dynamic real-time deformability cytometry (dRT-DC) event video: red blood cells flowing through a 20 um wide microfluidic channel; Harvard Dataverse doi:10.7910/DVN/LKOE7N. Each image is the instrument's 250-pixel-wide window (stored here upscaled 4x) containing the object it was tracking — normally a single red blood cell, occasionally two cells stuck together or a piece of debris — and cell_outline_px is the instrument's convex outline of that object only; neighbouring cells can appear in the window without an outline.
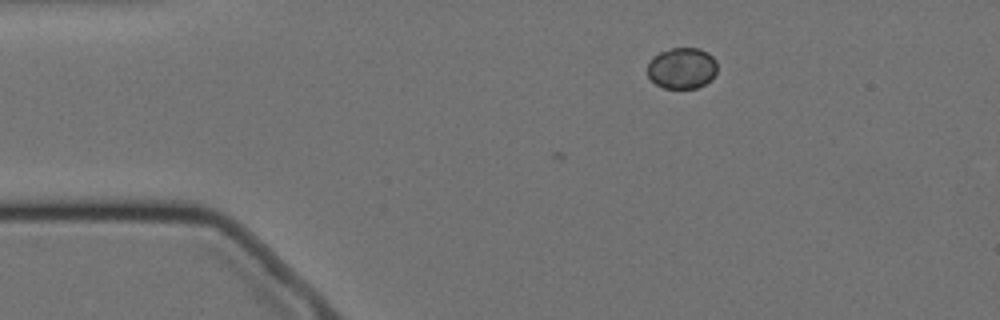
{"species": "Egyptian fruit bat (a non-hibernating species)", "species_latin": "Rousettus aegyptiacus", "temperature_condition": "cold", "stored_images_in_passage": 4, "camera_frame_rate_fps": 3000, "um_per_image_px": 0.085, "animal": {"sex": "female"}, "frame": {"image": 1, "passage_image": 4, "time_ms": 1.0, "image_size_px": [1000, 320], "cell_outline_px": [[716, 72], [712, 80], [696, 88], [664, 88], [656, 84], [648, 76], [648, 64], [652, 56], [660, 52], [672, 48], [700, 48], [708, 52], [716, 60]], "centroid_in_image_um": [57.97, 5.79], "position_along_channel_um": 27.0, "area_um2": 16.82}}